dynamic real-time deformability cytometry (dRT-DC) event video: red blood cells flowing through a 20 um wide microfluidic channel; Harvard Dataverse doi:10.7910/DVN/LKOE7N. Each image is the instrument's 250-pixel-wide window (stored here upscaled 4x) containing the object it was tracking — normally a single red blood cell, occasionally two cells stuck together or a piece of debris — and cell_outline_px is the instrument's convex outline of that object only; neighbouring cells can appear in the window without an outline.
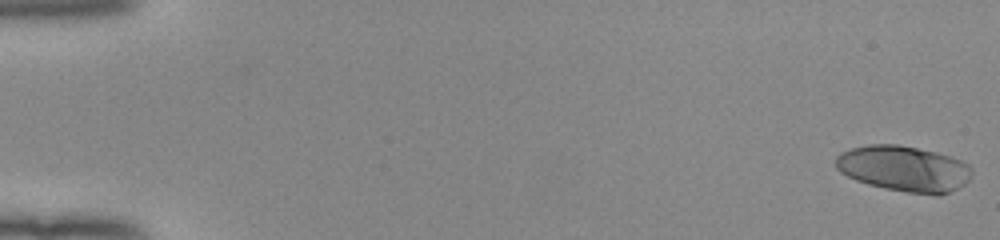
{"species": "human", "species_latin": "Homo sapiens", "temperature_condition": "room temperature", "stored_images_in_passage": 53, "camera_frame_rate_fps": 3000, "um_per_image_px": 0.085, "donor": {"sex": "female"}, "frame": {"image": 1, "passage_image": 1, "time_ms": 0.0, "image_size_px": [1000, 240], "cell_outline_px": [[972, 176], [964, 184], [940, 196], [936, 196], [908, 192], [884, 188], [868, 184], [856, 180], [840, 172], [836, 168], [836, 156], [840, 152], [852, 148], [868, 144], [896, 144], [936, 152], [952, 156], [968, 164], [972, 168]], "centroid_in_image_um": [76.84, 14.33], "position_along_channel_um": 8.2, "area_um2": 36.41}}
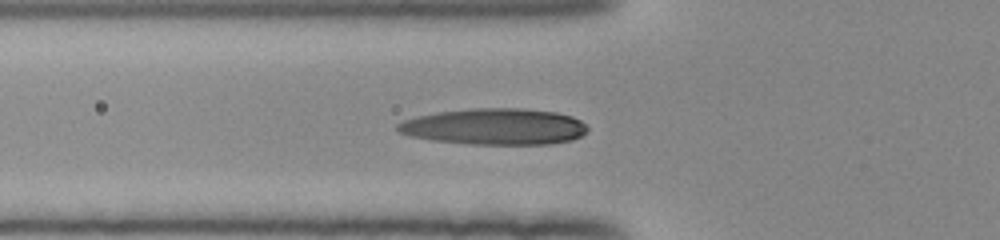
{"frame": {"image": 2, "passage_image": 20, "time_ms": 6.333, "image_size_px": [1000, 240], "cell_outline_px": [[588, 132], [572, 140], [552, 144], [472, 144], [432, 140], [408, 136], [400, 132], [396, 128], [396, 124], [404, 120], [416, 116], [436, 112], [472, 108], [520, 108], [556, 112], [572, 116], [580, 120], [588, 128]], "centroid_in_image_um": [42.04, 10.76], "position_along_channel_um": 83.8, "area_um2": 40.34}}
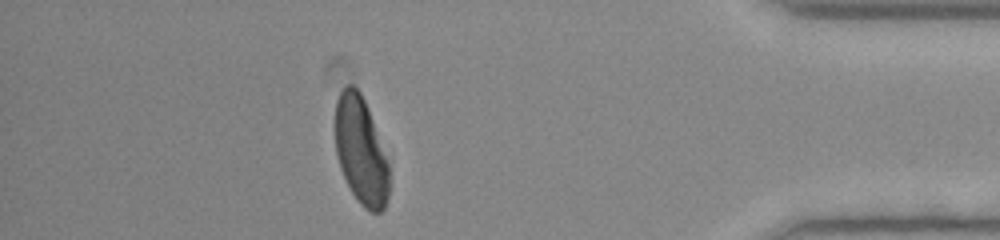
{"frame": {"image": 3, "passage_image": 47, "time_ms": 15.333, "image_size_px": [1000, 240], "cell_outline_px": [[388, 196], [384, 208], [380, 212], [372, 212], [364, 208], [360, 204], [352, 192], [340, 168], [336, 152], [336, 100], [340, 92], [348, 84], [352, 84], [360, 92], [368, 108], [388, 160]], "centroid_in_image_um": [30.67, 12.82], "position_along_channel_um": 404.5, "area_um2": 33.41}, "authors_computed_cell_mechanics": {"area_um2": 37.57, "velocity_mm_per_s": 3.9785, "shape_relaxation_time_tau1_ms": 7.5791, "shape_relaxation_time_tau2_ms": 2.0158, "deformation_change_tau1": 0.2802, "deformation_change_tau2": 0.0536}}